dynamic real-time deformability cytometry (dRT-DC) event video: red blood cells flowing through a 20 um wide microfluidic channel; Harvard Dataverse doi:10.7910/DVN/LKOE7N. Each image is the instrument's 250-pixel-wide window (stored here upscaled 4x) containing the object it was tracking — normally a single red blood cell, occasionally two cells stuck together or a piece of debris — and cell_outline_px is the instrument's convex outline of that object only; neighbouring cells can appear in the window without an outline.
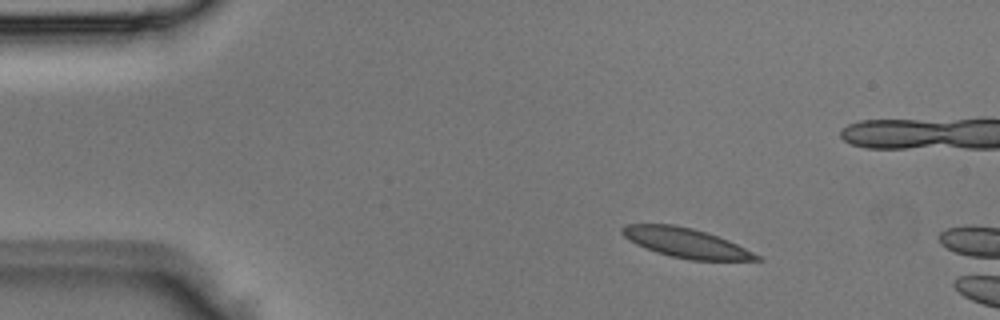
{"species": "Egyptian fruit bat (a non-hibernating species)", "species_latin": "Rousettus aegyptiacus", "temperature_condition": "room temperature", "stored_images_in_passage": 2, "camera_frame_rate_fps": 3000, "um_per_image_px": 0.085, "animal": {"sex": "male"}, "frame": {"image": 1, "passage_image": 1, "time_ms": 0.0, "image_size_px": [1000, 320], "cell_outline_px": [[764, 260], [688, 260], [656, 252], [636, 244], [628, 240], [620, 232], [620, 228], [624, 224], [672, 224], [692, 228], [728, 240], [760, 256]], "centroid_in_image_um": [58.24, 20.64], "position_along_channel_um": 26.8, "area_um2": 22.89}}